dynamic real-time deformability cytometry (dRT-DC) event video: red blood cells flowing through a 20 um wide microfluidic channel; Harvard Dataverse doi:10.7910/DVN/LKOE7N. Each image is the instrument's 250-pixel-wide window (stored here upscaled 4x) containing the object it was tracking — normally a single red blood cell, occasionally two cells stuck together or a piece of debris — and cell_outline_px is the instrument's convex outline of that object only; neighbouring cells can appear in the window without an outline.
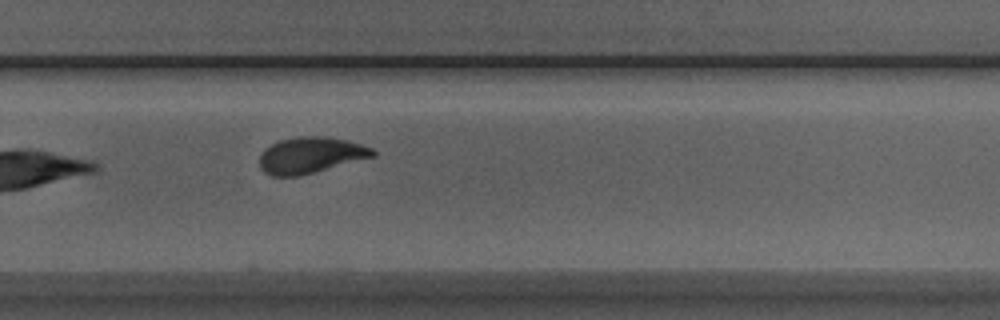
{"species": "Egyptian fruit bat (a non-hibernating species)", "species_latin": "Rousettus aegyptiacus", "temperature_condition": "room temperature", "stored_images_in_passage": 11, "segment_of_instrument_passage": [1, 2], "camera_frame_rate_fps": 3000, "um_per_image_px": 0.085, "animal": {"sex": "male"}, "frame": {"image": 1, "passage_image": 10, "time_ms": 3.0, "image_size_px": [1000, 320], "cell_outline_px": [[376, 156], [300, 176], [272, 176], [264, 172], [260, 168], [260, 156], [264, 148], [280, 140], [304, 136], [324, 136], [348, 140], [372, 148], [376, 152]], "centroid_in_image_um": [26.41, 13.19], "position_along_channel_um": 303.4, "area_um2": 23.87}}